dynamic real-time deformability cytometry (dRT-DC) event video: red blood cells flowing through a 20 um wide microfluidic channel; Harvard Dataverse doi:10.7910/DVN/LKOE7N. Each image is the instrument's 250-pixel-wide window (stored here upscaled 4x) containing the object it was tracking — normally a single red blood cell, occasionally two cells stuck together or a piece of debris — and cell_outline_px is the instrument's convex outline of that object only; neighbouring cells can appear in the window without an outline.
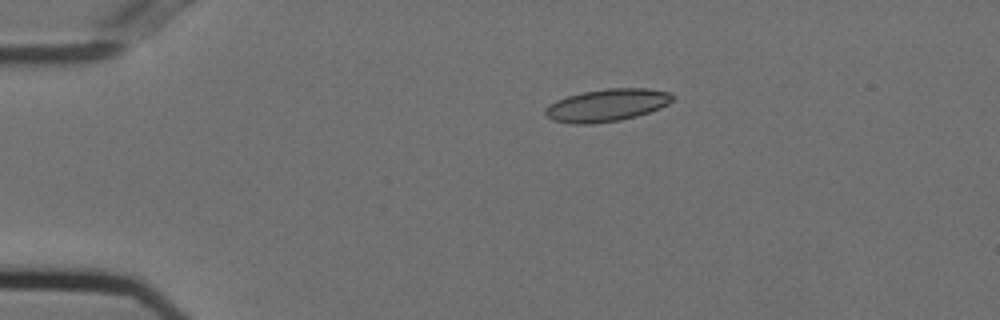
{"species": "Egyptian fruit bat (a non-hibernating species)", "species_latin": "Rousettus aegyptiacus", "temperature_condition": "cold", "stored_images_in_passage": 10, "camera_frame_rate_fps": 3000, "um_per_image_px": 0.085, "animal": {"sex": "female"}, "frame": {"image": 1, "passage_image": 1, "time_ms": 0.0, "image_size_px": [1000, 320], "cell_outline_px": [[676, 96], [668, 104], [660, 108], [636, 116], [620, 120], [592, 124], [572, 124], [552, 120], [544, 112], [544, 108], [548, 104], [556, 100], [568, 96], [584, 92], [608, 88], [644, 88], [668, 92]], "centroid_in_image_um": [51.57, 8.94], "position_along_channel_um": 33.4, "area_um2": 24.04}}
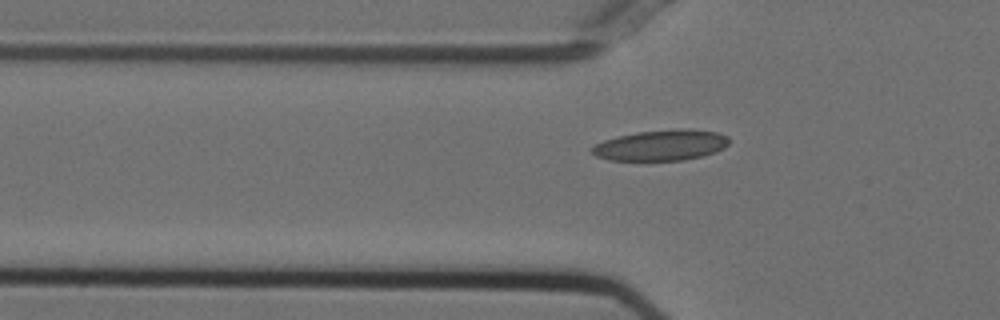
{"frame": {"image": 2, "passage_image": 8, "time_ms": 2.333, "image_size_px": [1000, 320], "cell_outline_px": [[728, 144], [724, 148], [716, 152], [704, 156], [684, 160], [608, 160], [596, 156], [592, 152], [592, 148], [596, 144], [604, 140], [636, 132], [684, 128], [716, 132], [728, 136]], "centroid_in_image_um": [56.23, 12.35], "position_along_channel_um": 69.6, "area_um2": 24.45}}